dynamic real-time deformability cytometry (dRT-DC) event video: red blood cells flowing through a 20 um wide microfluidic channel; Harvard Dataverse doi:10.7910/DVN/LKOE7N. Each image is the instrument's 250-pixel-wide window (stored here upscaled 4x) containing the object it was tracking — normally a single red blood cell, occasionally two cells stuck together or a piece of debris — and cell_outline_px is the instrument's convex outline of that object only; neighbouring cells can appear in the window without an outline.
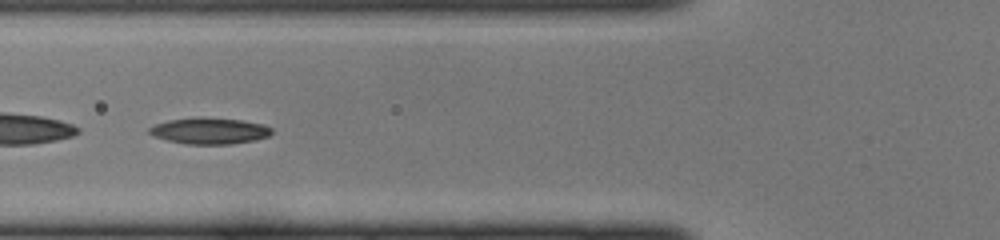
{"species": "common noctule bat (a hibernating species)", "species_latin": "Nyctalus noctula", "temperature_condition": "cold", "stored_images_in_passage": 43, "camera_frame_rate_fps": 3000, "um_per_image_px": 0.085, "animal": {"sex": "female", "body_mass_g": 22.0, "forearm_length_mm": 56.7}, "frame": {"image": 1, "passage_image": 16, "time_ms": 5.0, "image_size_px": [1000, 240], "cell_outline_px": [[272, 132], [268, 136], [256, 140], [232, 144], [184, 144], [152, 136], [148, 132], [148, 128], [156, 124], [168, 120], [200, 116], [204, 116], [240, 120], [264, 124], [272, 128]], "centroid_in_image_um": [17.8, 11.11], "position_along_channel_um": 108.0, "area_um2": 19.02}}
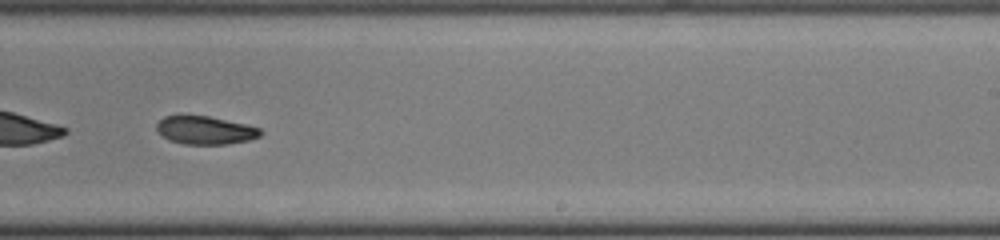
{"frame": {"image": 2, "passage_image": 27, "time_ms": 8.667, "image_size_px": [1000, 240], "cell_outline_px": [[264, 132], [260, 136], [248, 140], [228, 144], [180, 144], [168, 140], [156, 132], [156, 124], [164, 116], [180, 112], [208, 116], [244, 124], [260, 128]], "centroid_in_image_um": [17.35, 11.04], "position_along_channel_um": 271.7, "area_um2": 17.69}}
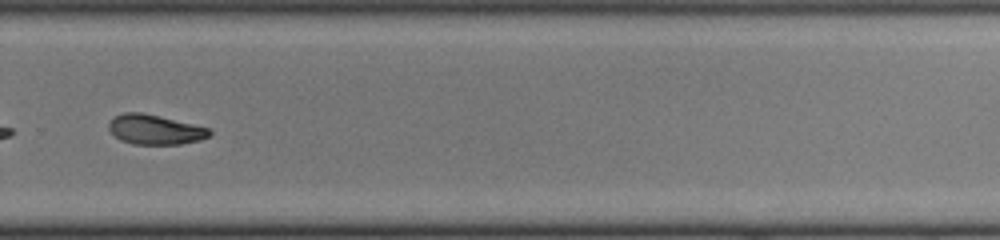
{"frame": {"image": 3, "passage_image": 30, "time_ms": 9.667, "image_size_px": [1000, 240], "cell_outline_px": [[212, 132], [208, 136], [200, 140], [180, 144], [132, 144], [120, 140], [108, 128], [108, 124], [116, 116], [124, 112], [140, 112], [160, 116], [212, 128]], "centroid_in_image_um": [13.21, 11.01], "position_along_channel_um": 316.6, "area_um2": 17.46}}